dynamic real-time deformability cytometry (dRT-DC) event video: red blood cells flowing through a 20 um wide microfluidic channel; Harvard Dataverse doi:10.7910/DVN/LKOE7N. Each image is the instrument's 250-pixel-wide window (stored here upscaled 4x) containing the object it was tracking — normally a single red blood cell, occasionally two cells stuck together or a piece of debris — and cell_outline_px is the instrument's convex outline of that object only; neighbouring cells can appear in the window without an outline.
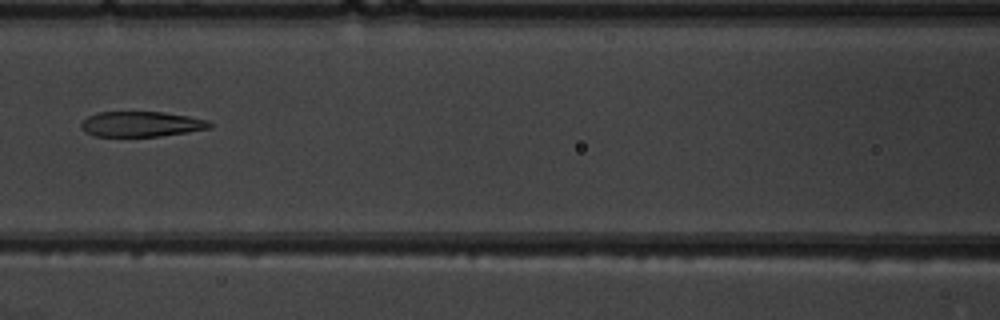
{"species": "common noctule bat (a hibernating species)", "species_latin": "Nyctalus noctula", "temperature_condition": "warm", "stored_images_in_passage": 7, "camera_frame_rate_fps": 3000, "um_per_image_px": 0.085, "animal": {"sex": "male", "body_mass_g": 19.5, "forearm_length_mm": 54.6}, "frame": {"image": 1, "passage_image": 7, "time_ms": 7.0, "image_size_px": [1000, 320], "cell_outline_px": [[212, 128], [188, 132], [160, 136], [92, 136], [84, 132], [80, 128], [80, 124], [88, 116], [96, 112], [164, 112], [188, 116], [208, 120], [212, 124]], "centroid_in_image_um": [11.99, 10.55], "position_along_channel_um": 154.6, "area_um2": 19.07}}